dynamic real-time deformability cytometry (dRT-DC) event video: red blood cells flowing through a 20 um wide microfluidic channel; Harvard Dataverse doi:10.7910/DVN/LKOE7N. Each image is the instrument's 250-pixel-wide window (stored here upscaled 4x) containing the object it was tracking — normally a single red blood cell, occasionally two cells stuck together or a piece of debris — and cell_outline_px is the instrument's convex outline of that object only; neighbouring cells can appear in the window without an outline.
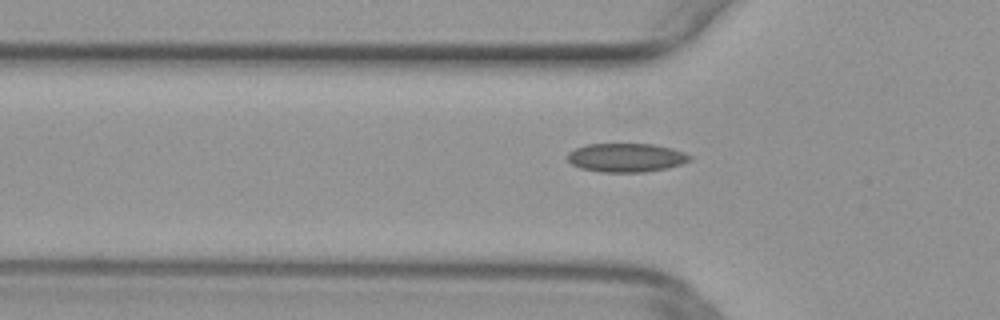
{"species": "common noctule bat (a hibernating species)", "species_latin": "Nyctalus noctula", "temperature_condition": "warm", "stored_images_in_passage": 36, "camera_frame_rate_fps": 3000, "um_per_image_px": 0.085, "animal": {"sex": "female", "body_mass_g": 29.2, "forearm_length_mm": 56.3}, "frame": {"image": 1, "passage_image": 8, "time_ms": 2.333, "image_size_px": [1000, 320], "cell_outline_px": [[692, 160], [680, 164], [664, 168], [644, 172], [600, 172], [580, 168], [572, 164], [568, 160], [568, 152], [576, 148], [588, 144], [652, 144], [672, 148], [684, 152], [692, 156]], "centroid_in_image_um": [53.22, 13.39], "position_along_channel_um": 72.6, "area_um2": 20.4}}
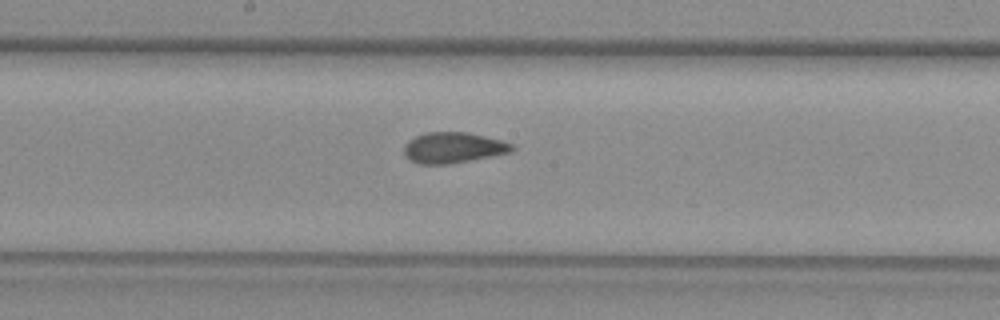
{"frame": {"image": 2, "passage_image": 18, "time_ms": 5.667, "image_size_px": [1000, 320], "cell_outline_px": [[516, 148], [512, 152], [448, 164], [420, 164], [412, 160], [404, 152], [404, 148], [408, 140], [424, 132], [468, 132], [500, 140], [512, 144]], "centroid_in_image_um": [38.54, 12.54], "position_along_channel_um": 209.7, "area_um2": 19.13}}
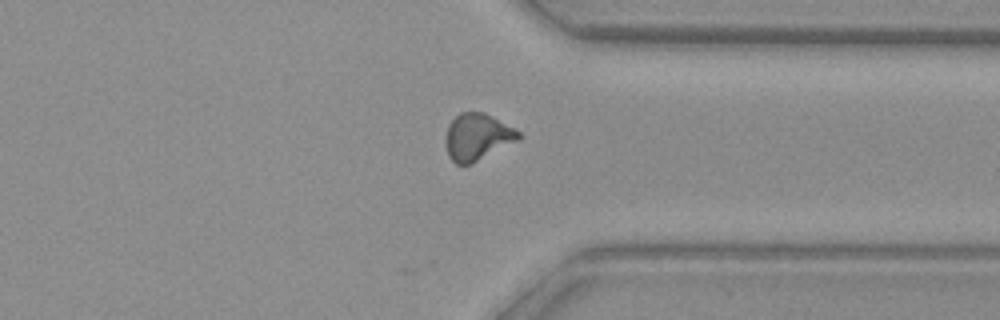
{"frame": {"image": 3, "passage_image": 30, "time_ms": 9.667, "image_size_px": [1000, 320], "cell_outline_px": [[524, 136], [520, 140], [472, 164], [456, 164], [448, 156], [444, 144], [444, 136], [448, 124], [460, 112], [484, 112], [492, 116], [520, 132]], "centroid_in_image_um": [40.56, 11.65], "position_along_channel_um": 370.8, "area_um2": 20.29}}